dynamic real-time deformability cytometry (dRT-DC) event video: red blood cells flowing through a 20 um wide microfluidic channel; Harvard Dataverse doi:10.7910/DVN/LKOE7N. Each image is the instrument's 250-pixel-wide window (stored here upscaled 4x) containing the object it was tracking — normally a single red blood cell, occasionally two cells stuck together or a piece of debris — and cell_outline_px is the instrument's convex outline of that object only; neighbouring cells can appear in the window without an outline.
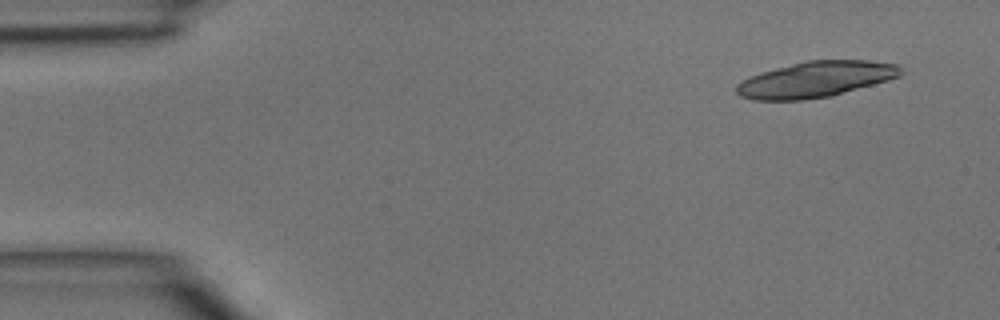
{"species": "common noctule bat (a hibernating species)", "species_latin": "Nyctalus noctula", "temperature_condition": "room temperature", "stored_images_in_passage": 14, "camera_frame_rate_fps": 3000, "um_per_image_px": 0.085, "animal": {"sex": "male", "body_mass_g": 15.6}, "frame": {"image": 1, "passage_image": 1, "time_ms": 0.0, "image_size_px": [1000, 320], "cell_outline_px": [[904, 72], [900, 76], [888, 80], [832, 96], [804, 100], [756, 100], [740, 96], [736, 92], [736, 84], [760, 72], [808, 60], [868, 60], [896, 64]], "centroid_in_image_um": [69.35, 6.75], "position_along_channel_um": 15.7, "area_um2": 34.16}}